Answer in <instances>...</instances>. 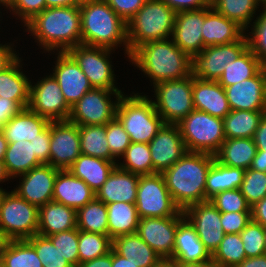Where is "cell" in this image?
<instances>
[{
	"instance_id": "cell-1",
	"label": "cell",
	"mask_w": 266,
	"mask_h": 267,
	"mask_svg": "<svg viewBox=\"0 0 266 267\" xmlns=\"http://www.w3.org/2000/svg\"><path fill=\"white\" fill-rule=\"evenodd\" d=\"M214 160V155L187 151L162 173L166 187L180 210L206 201V179Z\"/></svg>"
},
{
	"instance_id": "cell-2",
	"label": "cell",
	"mask_w": 266,
	"mask_h": 267,
	"mask_svg": "<svg viewBox=\"0 0 266 267\" xmlns=\"http://www.w3.org/2000/svg\"><path fill=\"white\" fill-rule=\"evenodd\" d=\"M25 26L26 31L34 35L36 42L48 52H67L81 44L79 6L45 8Z\"/></svg>"
},
{
	"instance_id": "cell-3",
	"label": "cell",
	"mask_w": 266,
	"mask_h": 267,
	"mask_svg": "<svg viewBox=\"0 0 266 267\" xmlns=\"http://www.w3.org/2000/svg\"><path fill=\"white\" fill-rule=\"evenodd\" d=\"M129 59L152 80L153 86L162 81L184 79L191 75L192 58L172 39L147 42L137 47Z\"/></svg>"
},
{
	"instance_id": "cell-4",
	"label": "cell",
	"mask_w": 266,
	"mask_h": 267,
	"mask_svg": "<svg viewBox=\"0 0 266 267\" xmlns=\"http://www.w3.org/2000/svg\"><path fill=\"white\" fill-rule=\"evenodd\" d=\"M81 14V44L114 50L119 44L130 56L127 24L105 0H93L79 6Z\"/></svg>"
},
{
	"instance_id": "cell-5",
	"label": "cell",
	"mask_w": 266,
	"mask_h": 267,
	"mask_svg": "<svg viewBox=\"0 0 266 267\" xmlns=\"http://www.w3.org/2000/svg\"><path fill=\"white\" fill-rule=\"evenodd\" d=\"M176 12L161 0H147L127 22V41L130 54L150 41L171 39Z\"/></svg>"
},
{
	"instance_id": "cell-6",
	"label": "cell",
	"mask_w": 266,
	"mask_h": 267,
	"mask_svg": "<svg viewBox=\"0 0 266 267\" xmlns=\"http://www.w3.org/2000/svg\"><path fill=\"white\" fill-rule=\"evenodd\" d=\"M139 94H123L119 98L116 118L123 125L132 143L149 144L165 123L157 113L152 100Z\"/></svg>"
},
{
	"instance_id": "cell-7",
	"label": "cell",
	"mask_w": 266,
	"mask_h": 267,
	"mask_svg": "<svg viewBox=\"0 0 266 267\" xmlns=\"http://www.w3.org/2000/svg\"><path fill=\"white\" fill-rule=\"evenodd\" d=\"M187 151L215 155L225 141L223 119L192 110L178 124Z\"/></svg>"
},
{
	"instance_id": "cell-8",
	"label": "cell",
	"mask_w": 266,
	"mask_h": 267,
	"mask_svg": "<svg viewBox=\"0 0 266 267\" xmlns=\"http://www.w3.org/2000/svg\"><path fill=\"white\" fill-rule=\"evenodd\" d=\"M39 207L28 203L14 190L0 198V228L12 239L23 240L38 232Z\"/></svg>"
},
{
	"instance_id": "cell-9",
	"label": "cell",
	"mask_w": 266,
	"mask_h": 267,
	"mask_svg": "<svg viewBox=\"0 0 266 267\" xmlns=\"http://www.w3.org/2000/svg\"><path fill=\"white\" fill-rule=\"evenodd\" d=\"M154 87L156 101H152L165 124H178L192 110L193 76L184 79L162 81Z\"/></svg>"
},
{
	"instance_id": "cell-10",
	"label": "cell",
	"mask_w": 266,
	"mask_h": 267,
	"mask_svg": "<svg viewBox=\"0 0 266 267\" xmlns=\"http://www.w3.org/2000/svg\"><path fill=\"white\" fill-rule=\"evenodd\" d=\"M135 205L140 219L184 216L174 203L161 173L139 175Z\"/></svg>"
},
{
	"instance_id": "cell-11",
	"label": "cell",
	"mask_w": 266,
	"mask_h": 267,
	"mask_svg": "<svg viewBox=\"0 0 266 267\" xmlns=\"http://www.w3.org/2000/svg\"><path fill=\"white\" fill-rule=\"evenodd\" d=\"M111 94L116 96V101H111ZM122 95L121 90L92 88L71 106L68 121L78 126L106 125L116 117V107Z\"/></svg>"
},
{
	"instance_id": "cell-12",
	"label": "cell",
	"mask_w": 266,
	"mask_h": 267,
	"mask_svg": "<svg viewBox=\"0 0 266 267\" xmlns=\"http://www.w3.org/2000/svg\"><path fill=\"white\" fill-rule=\"evenodd\" d=\"M247 48L245 34L233 43L207 46L192 57L191 75L203 80L218 81L226 65L237 59Z\"/></svg>"
},
{
	"instance_id": "cell-13",
	"label": "cell",
	"mask_w": 266,
	"mask_h": 267,
	"mask_svg": "<svg viewBox=\"0 0 266 267\" xmlns=\"http://www.w3.org/2000/svg\"><path fill=\"white\" fill-rule=\"evenodd\" d=\"M112 49L79 44L67 52L78 63L80 69L89 79L93 88L119 90L115 83V74L109 57Z\"/></svg>"
},
{
	"instance_id": "cell-14",
	"label": "cell",
	"mask_w": 266,
	"mask_h": 267,
	"mask_svg": "<svg viewBox=\"0 0 266 267\" xmlns=\"http://www.w3.org/2000/svg\"><path fill=\"white\" fill-rule=\"evenodd\" d=\"M28 108L50 121H67L71 112V106L66 102L57 80L51 74L33 86L30 84Z\"/></svg>"
},
{
	"instance_id": "cell-15",
	"label": "cell",
	"mask_w": 266,
	"mask_h": 267,
	"mask_svg": "<svg viewBox=\"0 0 266 267\" xmlns=\"http://www.w3.org/2000/svg\"><path fill=\"white\" fill-rule=\"evenodd\" d=\"M183 214L212 256L225 236L221 225V212L207 200L188 206L183 210Z\"/></svg>"
},
{
	"instance_id": "cell-16",
	"label": "cell",
	"mask_w": 266,
	"mask_h": 267,
	"mask_svg": "<svg viewBox=\"0 0 266 267\" xmlns=\"http://www.w3.org/2000/svg\"><path fill=\"white\" fill-rule=\"evenodd\" d=\"M49 164L59 170H68L80 156L79 126L67 121H51Z\"/></svg>"
},
{
	"instance_id": "cell-17",
	"label": "cell",
	"mask_w": 266,
	"mask_h": 267,
	"mask_svg": "<svg viewBox=\"0 0 266 267\" xmlns=\"http://www.w3.org/2000/svg\"><path fill=\"white\" fill-rule=\"evenodd\" d=\"M184 216L150 217L139 220L136 233L162 259L173 257L176 229Z\"/></svg>"
},
{
	"instance_id": "cell-18",
	"label": "cell",
	"mask_w": 266,
	"mask_h": 267,
	"mask_svg": "<svg viewBox=\"0 0 266 267\" xmlns=\"http://www.w3.org/2000/svg\"><path fill=\"white\" fill-rule=\"evenodd\" d=\"M155 173H163L187 153L177 124H164L149 143Z\"/></svg>"
},
{
	"instance_id": "cell-19",
	"label": "cell",
	"mask_w": 266,
	"mask_h": 267,
	"mask_svg": "<svg viewBox=\"0 0 266 267\" xmlns=\"http://www.w3.org/2000/svg\"><path fill=\"white\" fill-rule=\"evenodd\" d=\"M59 169L50 164H41L20 175L22 182L14 191L28 203L37 207L52 201L54 183Z\"/></svg>"
},
{
	"instance_id": "cell-20",
	"label": "cell",
	"mask_w": 266,
	"mask_h": 267,
	"mask_svg": "<svg viewBox=\"0 0 266 267\" xmlns=\"http://www.w3.org/2000/svg\"><path fill=\"white\" fill-rule=\"evenodd\" d=\"M57 55L52 75L57 80L66 102L72 106L93 87L68 52L58 51Z\"/></svg>"
},
{
	"instance_id": "cell-21",
	"label": "cell",
	"mask_w": 266,
	"mask_h": 267,
	"mask_svg": "<svg viewBox=\"0 0 266 267\" xmlns=\"http://www.w3.org/2000/svg\"><path fill=\"white\" fill-rule=\"evenodd\" d=\"M224 90L231 110L266 111V74L263 68L254 77Z\"/></svg>"
},
{
	"instance_id": "cell-22",
	"label": "cell",
	"mask_w": 266,
	"mask_h": 267,
	"mask_svg": "<svg viewBox=\"0 0 266 267\" xmlns=\"http://www.w3.org/2000/svg\"><path fill=\"white\" fill-rule=\"evenodd\" d=\"M204 8L176 13L173 42L191 58L203 50Z\"/></svg>"
},
{
	"instance_id": "cell-23",
	"label": "cell",
	"mask_w": 266,
	"mask_h": 267,
	"mask_svg": "<svg viewBox=\"0 0 266 267\" xmlns=\"http://www.w3.org/2000/svg\"><path fill=\"white\" fill-rule=\"evenodd\" d=\"M202 28L203 49L207 46L236 42L245 33L241 26L218 13L211 4L204 8Z\"/></svg>"
},
{
	"instance_id": "cell-24",
	"label": "cell",
	"mask_w": 266,
	"mask_h": 267,
	"mask_svg": "<svg viewBox=\"0 0 266 267\" xmlns=\"http://www.w3.org/2000/svg\"><path fill=\"white\" fill-rule=\"evenodd\" d=\"M95 197V192L69 170L58 171L52 201L71 207L77 212Z\"/></svg>"
},
{
	"instance_id": "cell-25",
	"label": "cell",
	"mask_w": 266,
	"mask_h": 267,
	"mask_svg": "<svg viewBox=\"0 0 266 267\" xmlns=\"http://www.w3.org/2000/svg\"><path fill=\"white\" fill-rule=\"evenodd\" d=\"M192 93L195 110L221 119L231 111L225 90L218 81L193 77Z\"/></svg>"
},
{
	"instance_id": "cell-26",
	"label": "cell",
	"mask_w": 266,
	"mask_h": 267,
	"mask_svg": "<svg viewBox=\"0 0 266 267\" xmlns=\"http://www.w3.org/2000/svg\"><path fill=\"white\" fill-rule=\"evenodd\" d=\"M139 175L116 166L107 181L95 193L105 204L113 202L136 203Z\"/></svg>"
},
{
	"instance_id": "cell-27",
	"label": "cell",
	"mask_w": 266,
	"mask_h": 267,
	"mask_svg": "<svg viewBox=\"0 0 266 267\" xmlns=\"http://www.w3.org/2000/svg\"><path fill=\"white\" fill-rule=\"evenodd\" d=\"M175 263H194L211 260L194 227L184 218L176 229L173 257Z\"/></svg>"
},
{
	"instance_id": "cell-28",
	"label": "cell",
	"mask_w": 266,
	"mask_h": 267,
	"mask_svg": "<svg viewBox=\"0 0 266 267\" xmlns=\"http://www.w3.org/2000/svg\"><path fill=\"white\" fill-rule=\"evenodd\" d=\"M77 228L76 211L64 204L50 201L39 207L37 234L50 236Z\"/></svg>"
},
{
	"instance_id": "cell-29",
	"label": "cell",
	"mask_w": 266,
	"mask_h": 267,
	"mask_svg": "<svg viewBox=\"0 0 266 267\" xmlns=\"http://www.w3.org/2000/svg\"><path fill=\"white\" fill-rule=\"evenodd\" d=\"M117 164V162L80 154L68 170L96 193Z\"/></svg>"
},
{
	"instance_id": "cell-30",
	"label": "cell",
	"mask_w": 266,
	"mask_h": 267,
	"mask_svg": "<svg viewBox=\"0 0 266 267\" xmlns=\"http://www.w3.org/2000/svg\"><path fill=\"white\" fill-rule=\"evenodd\" d=\"M50 120L31 111L29 108L22 109L5 126L1 128L8 143L16 140L36 139L49 124Z\"/></svg>"
},
{
	"instance_id": "cell-31",
	"label": "cell",
	"mask_w": 266,
	"mask_h": 267,
	"mask_svg": "<svg viewBox=\"0 0 266 267\" xmlns=\"http://www.w3.org/2000/svg\"><path fill=\"white\" fill-rule=\"evenodd\" d=\"M18 57L9 67L0 72V97L15 100L23 109L28 108L31 81L20 69Z\"/></svg>"
},
{
	"instance_id": "cell-32",
	"label": "cell",
	"mask_w": 266,
	"mask_h": 267,
	"mask_svg": "<svg viewBox=\"0 0 266 267\" xmlns=\"http://www.w3.org/2000/svg\"><path fill=\"white\" fill-rule=\"evenodd\" d=\"M112 248L119 255L130 258L138 267H153L162 260L137 233L114 238Z\"/></svg>"
},
{
	"instance_id": "cell-33",
	"label": "cell",
	"mask_w": 266,
	"mask_h": 267,
	"mask_svg": "<svg viewBox=\"0 0 266 267\" xmlns=\"http://www.w3.org/2000/svg\"><path fill=\"white\" fill-rule=\"evenodd\" d=\"M256 152L253 138L225 139L214 156L222 165L246 170L251 167Z\"/></svg>"
},
{
	"instance_id": "cell-34",
	"label": "cell",
	"mask_w": 266,
	"mask_h": 267,
	"mask_svg": "<svg viewBox=\"0 0 266 267\" xmlns=\"http://www.w3.org/2000/svg\"><path fill=\"white\" fill-rule=\"evenodd\" d=\"M106 205L108 236L112 240L121 235L136 233L140 218L135 203L113 202Z\"/></svg>"
},
{
	"instance_id": "cell-35",
	"label": "cell",
	"mask_w": 266,
	"mask_h": 267,
	"mask_svg": "<svg viewBox=\"0 0 266 267\" xmlns=\"http://www.w3.org/2000/svg\"><path fill=\"white\" fill-rule=\"evenodd\" d=\"M245 169L225 166L214 160L206 179V201L215 194L240 188Z\"/></svg>"
},
{
	"instance_id": "cell-36",
	"label": "cell",
	"mask_w": 266,
	"mask_h": 267,
	"mask_svg": "<svg viewBox=\"0 0 266 267\" xmlns=\"http://www.w3.org/2000/svg\"><path fill=\"white\" fill-rule=\"evenodd\" d=\"M266 111L231 110L224 118L225 139L253 138Z\"/></svg>"
},
{
	"instance_id": "cell-37",
	"label": "cell",
	"mask_w": 266,
	"mask_h": 267,
	"mask_svg": "<svg viewBox=\"0 0 266 267\" xmlns=\"http://www.w3.org/2000/svg\"><path fill=\"white\" fill-rule=\"evenodd\" d=\"M262 68V62L248 47L237 59L226 65L218 83L223 88L228 87L254 77Z\"/></svg>"
},
{
	"instance_id": "cell-38",
	"label": "cell",
	"mask_w": 266,
	"mask_h": 267,
	"mask_svg": "<svg viewBox=\"0 0 266 267\" xmlns=\"http://www.w3.org/2000/svg\"><path fill=\"white\" fill-rule=\"evenodd\" d=\"M81 154L116 162L106 139L105 125L79 126Z\"/></svg>"
},
{
	"instance_id": "cell-39",
	"label": "cell",
	"mask_w": 266,
	"mask_h": 267,
	"mask_svg": "<svg viewBox=\"0 0 266 267\" xmlns=\"http://www.w3.org/2000/svg\"><path fill=\"white\" fill-rule=\"evenodd\" d=\"M79 230L108 235L107 205L96 197L76 212Z\"/></svg>"
},
{
	"instance_id": "cell-40",
	"label": "cell",
	"mask_w": 266,
	"mask_h": 267,
	"mask_svg": "<svg viewBox=\"0 0 266 267\" xmlns=\"http://www.w3.org/2000/svg\"><path fill=\"white\" fill-rule=\"evenodd\" d=\"M260 3L259 0H210L218 13L235 21L244 30L250 27L248 24H251Z\"/></svg>"
},
{
	"instance_id": "cell-41",
	"label": "cell",
	"mask_w": 266,
	"mask_h": 267,
	"mask_svg": "<svg viewBox=\"0 0 266 267\" xmlns=\"http://www.w3.org/2000/svg\"><path fill=\"white\" fill-rule=\"evenodd\" d=\"M4 267H43L34 247L26 240H11L4 252Z\"/></svg>"
},
{
	"instance_id": "cell-42",
	"label": "cell",
	"mask_w": 266,
	"mask_h": 267,
	"mask_svg": "<svg viewBox=\"0 0 266 267\" xmlns=\"http://www.w3.org/2000/svg\"><path fill=\"white\" fill-rule=\"evenodd\" d=\"M122 158H124L123 163L120 162V164H117L122 170L138 175L155 173L152 165L150 147L147 143L131 142Z\"/></svg>"
},
{
	"instance_id": "cell-43",
	"label": "cell",
	"mask_w": 266,
	"mask_h": 267,
	"mask_svg": "<svg viewBox=\"0 0 266 267\" xmlns=\"http://www.w3.org/2000/svg\"><path fill=\"white\" fill-rule=\"evenodd\" d=\"M112 249V239L108 235L79 230V264L106 255Z\"/></svg>"
},
{
	"instance_id": "cell-44",
	"label": "cell",
	"mask_w": 266,
	"mask_h": 267,
	"mask_svg": "<svg viewBox=\"0 0 266 267\" xmlns=\"http://www.w3.org/2000/svg\"><path fill=\"white\" fill-rule=\"evenodd\" d=\"M246 258L240 234H225L218 249L211 256L220 267H235Z\"/></svg>"
},
{
	"instance_id": "cell-45",
	"label": "cell",
	"mask_w": 266,
	"mask_h": 267,
	"mask_svg": "<svg viewBox=\"0 0 266 267\" xmlns=\"http://www.w3.org/2000/svg\"><path fill=\"white\" fill-rule=\"evenodd\" d=\"M4 164L11 178L29 172L34 167L41 165L35 154L26 147H8L6 150Z\"/></svg>"
},
{
	"instance_id": "cell-46",
	"label": "cell",
	"mask_w": 266,
	"mask_h": 267,
	"mask_svg": "<svg viewBox=\"0 0 266 267\" xmlns=\"http://www.w3.org/2000/svg\"><path fill=\"white\" fill-rule=\"evenodd\" d=\"M26 240L34 247L43 267H73L48 237L35 234Z\"/></svg>"
},
{
	"instance_id": "cell-47",
	"label": "cell",
	"mask_w": 266,
	"mask_h": 267,
	"mask_svg": "<svg viewBox=\"0 0 266 267\" xmlns=\"http://www.w3.org/2000/svg\"><path fill=\"white\" fill-rule=\"evenodd\" d=\"M240 190L247 203L253 206L266 197V172L246 169Z\"/></svg>"
},
{
	"instance_id": "cell-48",
	"label": "cell",
	"mask_w": 266,
	"mask_h": 267,
	"mask_svg": "<svg viewBox=\"0 0 266 267\" xmlns=\"http://www.w3.org/2000/svg\"><path fill=\"white\" fill-rule=\"evenodd\" d=\"M62 256L73 266H79L78 239L79 229H71L47 236Z\"/></svg>"
},
{
	"instance_id": "cell-49",
	"label": "cell",
	"mask_w": 266,
	"mask_h": 267,
	"mask_svg": "<svg viewBox=\"0 0 266 267\" xmlns=\"http://www.w3.org/2000/svg\"><path fill=\"white\" fill-rule=\"evenodd\" d=\"M266 229L259 223L251 220L240 233L246 258L265 254Z\"/></svg>"
},
{
	"instance_id": "cell-50",
	"label": "cell",
	"mask_w": 266,
	"mask_h": 267,
	"mask_svg": "<svg viewBox=\"0 0 266 267\" xmlns=\"http://www.w3.org/2000/svg\"><path fill=\"white\" fill-rule=\"evenodd\" d=\"M209 200L221 213L251 212V206L247 203L240 188L219 192Z\"/></svg>"
},
{
	"instance_id": "cell-51",
	"label": "cell",
	"mask_w": 266,
	"mask_h": 267,
	"mask_svg": "<svg viewBox=\"0 0 266 267\" xmlns=\"http://www.w3.org/2000/svg\"><path fill=\"white\" fill-rule=\"evenodd\" d=\"M50 140L51 129L49 124L40 134H37L36 139L16 140L15 143H9L8 147L29 148L41 164H49Z\"/></svg>"
},
{
	"instance_id": "cell-52",
	"label": "cell",
	"mask_w": 266,
	"mask_h": 267,
	"mask_svg": "<svg viewBox=\"0 0 266 267\" xmlns=\"http://www.w3.org/2000/svg\"><path fill=\"white\" fill-rule=\"evenodd\" d=\"M263 12L257 16L254 25H251L250 35L246 34L248 47L263 63L266 60V4H263Z\"/></svg>"
},
{
	"instance_id": "cell-53",
	"label": "cell",
	"mask_w": 266,
	"mask_h": 267,
	"mask_svg": "<svg viewBox=\"0 0 266 267\" xmlns=\"http://www.w3.org/2000/svg\"><path fill=\"white\" fill-rule=\"evenodd\" d=\"M105 126L106 139L111 155L115 159L120 156L122 157L131 144L128 133L124 130L123 125L116 117Z\"/></svg>"
},
{
	"instance_id": "cell-54",
	"label": "cell",
	"mask_w": 266,
	"mask_h": 267,
	"mask_svg": "<svg viewBox=\"0 0 266 267\" xmlns=\"http://www.w3.org/2000/svg\"><path fill=\"white\" fill-rule=\"evenodd\" d=\"M46 8L45 0H16L10 12L17 14L24 25Z\"/></svg>"
},
{
	"instance_id": "cell-55",
	"label": "cell",
	"mask_w": 266,
	"mask_h": 267,
	"mask_svg": "<svg viewBox=\"0 0 266 267\" xmlns=\"http://www.w3.org/2000/svg\"><path fill=\"white\" fill-rule=\"evenodd\" d=\"M251 220V212L221 213V225L225 234H240Z\"/></svg>"
},
{
	"instance_id": "cell-56",
	"label": "cell",
	"mask_w": 266,
	"mask_h": 267,
	"mask_svg": "<svg viewBox=\"0 0 266 267\" xmlns=\"http://www.w3.org/2000/svg\"><path fill=\"white\" fill-rule=\"evenodd\" d=\"M126 23L129 22L147 0H105Z\"/></svg>"
},
{
	"instance_id": "cell-57",
	"label": "cell",
	"mask_w": 266,
	"mask_h": 267,
	"mask_svg": "<svg viewBox=\"0 0 266 267\" xmlns=\"http://www.w3.org/2000/svg\"><path fill=\"white\" fill-rule=\"evenodd\" d=\"M176 13L208 7L210 0H161Z\"/></svg>"
},
{
	"instance_id": "cell-58",
	"label": "cell",
	"mask_w": 266,
	"mask_h": 267,
	"mask_svg": "<svg viewBox=\"0 0 266 267\" xmlns=\"http://www.w3.org/2000/svg\"><path fill=\"white\" fill-rule=\"evenodd\" d=\"M22 109L23 108L15 100L0 97V129Z\"/></svg>"
},
{
	"instance_id": "cell-59",
	"label": "cell",
	"mask_w": 266,
	"mask_h": 267,
	"mask_svg": "<svg viewBox=\"0 0 266 267\" xmlns=\"http://www.w3.org/2000/svg\"><path fill=\"white\" fill-rule=\"evenodd\" d=\"M12 46L10 43L9 45L0 44V72L4 71L19 57Z\"/></svg>"
},
{
	"instance_id": "cell-60",
	"label": "cell",
	"mask_w": 266,
	"mask_h": 267,
	"mask_svg": "<svg viewBox=\"0 0 266 267\" xmlns=\"http://www.w3.org/2000/svg\"><path fill=\"white\" fill-rule=\"evenodd\" d=\"M251 217L266 229V197L251 206Z\"/></svg>"
},
{
	"instance_id": "cell-61",
	"label": "cell",
	"mask_w": 266,
	"mask_h": 267,
	"mask_svg": "<svg viewBox=\"0 0 266 267\" xmlns=\"http://www.w3.org/2000/svg\"><path fill=\"white\" fill-rule=\"evenodd\" d=\"M257 150L266 151V113L260 119L258 128L253 136Z\"/></svg>"
},
{
	"instance_id": "cell-62",
	"label": "cell",
	"mask_w": 266,
	"mask_h": 267,
	"mask_svg": "<svg viewBox=\"0 0 266 267\" xmlns=\"http://www.w3.org/2000/svg\"><path fill=\"white\" fill-rule=\"evenodd\" d=\"M78 267H112V249L106 255L81 263Z\"/></svg>"
},
{
	"instance_id": "cell-63",
	"label": "cell",
	"mask_w": 266,
	"mask_h": 267,
	"mask_svg": "<svg viewBox=\"0 0 266 267\" xmlns=\"http://www.w3.org/2000/svg\"><path fill=\"white\" fill-rule=\"evenodd\" d=\"M112 267H138V266L130 258H125V257L119 255L112 248Z\"/></svg>"
},
{
	"instance_id": "cell-64",
	"label": "cell",
	"mask_w": 266,
	"mask_h": 267,
	"mask_svg": "<svg viewBox=\"0 0 266 267\" xmlns=\"http://www.w3.org/2000/svg\"><path fill=\"white\" fill-rule=\"evenodd\" d=\"M235 267H266V254L245 258L239 265Z\"/></svg>"
},
{
	"instance_id": "cell-65",
	"label": "cell",
	"mask_w": 266,
	"mask_h": 267,
	"mask_svg": "<svg viewBox=\"0 0 266 267\" xmlns=\"http://www.w3.org/2000/svg\"><path fill=\"white\" fill-rule=\"evenodd\" d=\"M250 168L266 172V151L257 150Z\"/></svg>"
},
{
	"instance_id": "cell-66",
	"label": "cell",
	"mask_w": 266,
	"mask_h": 267,
	"mask_svg": "<svg viewBox=\"0 0 266 267\" xmlns=\"http://www.w3.org/2000/svg\"><path fill=\"white\" fill-rule=\"evenodd\" d=\"M175 267H220L212 259L204 262H194V263H175Z\"/></svg>"
},
{
	"instance_id": "cell-67",
	"label": "cell",
	"mask_w": 266,
	"mask_h": 267,
	"mask_svg": "<svg viewBox=\"0 0 266 267\" xmlns=\"http://www.w3.org/2000/svg\"><path fill=\"white\" fill-rule=\"evenodd\" d=\"M46 8L77 6L73 0H45Z\"/></svg>"
},
{
	"instance_id": "cell-68",
	"label": "cell",
	"mask_w": 266,
	"mask_h": 267,
	"mask_svg": "<svg viewBox=\"0 0 266 267\" xmlns=\"http://www.w3.org/2000/svg\"><path fill=\"white\" fill-rule=\"evenodd\" d=\"M11 240L12 239L0 228V259H2Z\"/></svg>"
},
{
	"instance_id": "cell-69",
	"label": "cell",
	"mask_w": 266,
	"mask_h": 267,
	"mask_svg": "<svg viewBox=\"0 0 266 267\" xmlns=\"http://www.w3.org/2000/svg\"><path fill=\"white\" fill-rule=\"evenodd\" d=\"M8 144L9 143L7 139L5 138L2 130L0 129V160H4Z\"/></svg>"
},
{
	"instance_id": "cell-70",
	"label": "cell",
	"mask_w": 266,
	"mask_h": 267,
	"mask_svg": "<svg viewBox=\"0 0 266 267\" xmlns=\"http://www.w3.org/2000/svg\"><path fill=\"white\" fill-rule=\"evenodd\" d=\"M9 178H10V176L6 170L4 160H0V182H5V180L7 181ZM0 189L5 191V189H3L1 187H0Z\"/></svg>"
},
{
	"instance_id": "cell-71",
	"label": "cell",
	"mask_w": 266,
	"mask_h": 267,
	"mask_svg": "<svg viewBox=\"0 0 266 267\" xmlns=\"http://www.w3.org/2000/svg\"><path fill=\"white\" fill-rule=\"evenodd\" d=\"M153 267H175V262L171 259H162L158 264Z\"/></svg>"
},
{
	"instance_id": "cell-72",
	"label": "cell",
	"mask_w": 266,
	"mask_h": 267,
	"mask_svg": "<svg viewBox=\"0 0 266 267\" xmlns=\"http://www.w3.org/2000/svg\"><path fill=\"white\" fill-rule=\"evenodd\" d=\"M16 0H0V5L2 4V6H6L7 9H11L14 5Z\"/></svg>"
},
{
	"instance_id": "cell-73",
	"label": "cell",
	"mask_w": 266,
	"mask_h": 267,
	"mask_svg": "<svg viewBox=\"0 0 266 267\" xmlns=\"http://www.w3.org/2000/svg\"><path fill=\"white\" fill-rule=\"evenodd\" d=\"M73 1L77 6H81V5L86 4V3L93 1V0H73Z\"/></svg>"
},
{
	"instance_id": "cell-74",
	"label": "cell",
	"mask_w": 266,
	"mask_h": 267,
	"mask_svg": "<svg viewBox=\"0 0 266 267\" xmlns=\"http://www.w3.org/2000/svg\"><path fill=\"white\" fill-rule=\"evenodd\" d=\"M261 2L260 5L266 4V0H259Z\"/></svg>"
},
{
	"instance_id": "cell-75",
	"label": "cell",
	"mask_w": 266,
	"mask_h": 267,
	"mask_svg": "<svg viewBox=\"0 0 266 267\" xmlns=\"http://www.w3.org/2000/svg\"><path fill=\"white\" fill-rule=\"evenodd\" d=\"M3 191H4V190L0 189V198H1V195H2Z\"/></svg>"
},
{
	"instance_id": "cell-76",
	"label": "cell",
	"mask_w": 266,
	"mask_h": 267,
	"mask_svg": "<svg viewBox=\"0 0 266 267\" xmlns=\"http://www.w3.org/2000/svg\"><path fill=\"white\" fill-rule=\"evenodd\" d=\"M265 254H266V235H265Z\"/></svg>"
}]
</instances>
